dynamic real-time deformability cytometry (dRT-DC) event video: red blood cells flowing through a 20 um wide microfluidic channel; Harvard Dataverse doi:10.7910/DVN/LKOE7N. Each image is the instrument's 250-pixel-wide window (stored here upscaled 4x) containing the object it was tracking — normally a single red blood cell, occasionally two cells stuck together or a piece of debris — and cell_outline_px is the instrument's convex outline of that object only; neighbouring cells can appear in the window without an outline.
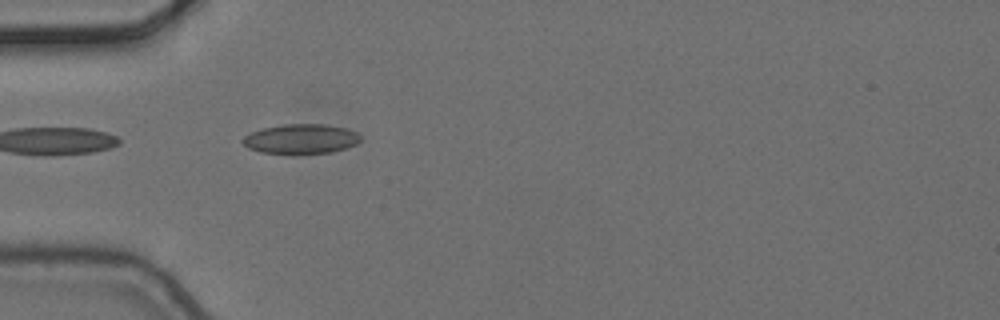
{"species": "common noctule bat (a hibernating species)", "species_latin": "Nyctalus noctula", "temperature_condition": "cold", "stored_images_in_passage": 5, "camera_frame_rate_fps": 3000, "um_per_image_px": 0.085, "animal": {"sex": "female", "body_mass_g": 24.6, "forearm_length_mm": 56.2}, "frame": {"image": 1, "passage_image": 5, "time_ms": 1.333, "image_size_px": [1000, 320], "cell_outline_px": [[360, 140], [356, 144], [332, 152], [292, 156], [260, 152], [248, 148], [240, 140], [244, 136], [252, 132], [264, 128], [280, 124], [328, 124], [348, 128], [356, 132], [360, 136]], "centroid_in_image_um": [25.56, 11.83], "position_along_channel_um": 59.4, "area_um2": 21.04}}